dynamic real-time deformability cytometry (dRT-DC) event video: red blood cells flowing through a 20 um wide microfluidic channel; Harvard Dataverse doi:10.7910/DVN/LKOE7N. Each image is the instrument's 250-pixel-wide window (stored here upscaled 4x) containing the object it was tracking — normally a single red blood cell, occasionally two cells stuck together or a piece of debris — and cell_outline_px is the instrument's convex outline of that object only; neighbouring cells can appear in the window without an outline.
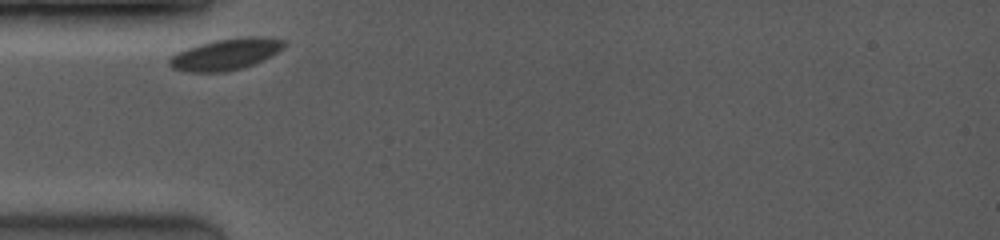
{"species": "common noctule bat (a hibernating species)", "species_latin": "Nyctalus noctula", "temperature_condition": "room temperature", "stored_images_in_passage": 26, "camera_frame_rate_fps": 3500, "um_per_image_px": 0.085, "animal": {"sex": "female", "body_mass_g": 19.0, "forearm_length_mm": 53.3}, "frame": {"image": 1, "passage_image": 1, "time_ms": 0.0, "image_size_px": [1000, 240], "cell_outline_px": [[288, 44], [284, 48], [272, 56], [244, 68], [224, 72], [188, 72], [172, 68], [168, 64], [168, 60], [172, 56], [188, 48], [200, 44], [216, 40], [248, 36], [260, 36], [284, 40]], "centroid_in_image_um": [19.25, 4.62], "position_along_channel_um": 65.8, "area_um2": 20.98}}
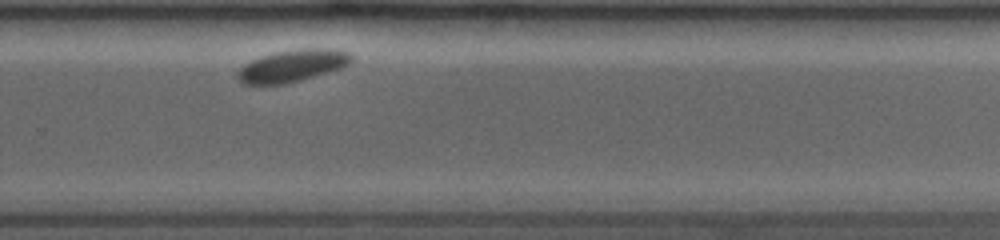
{"frame": {"image": 2, "passage_image": 19, "time_ms": 6.571, "image_size_px": [1000, 240], "cell_outline_px": [[352, 60], [348, 64], [340, 68], [300, 80], [284, 84], [244, 84], [236, 76], [236, 72], [244, 64], [252, 60], [276, 52], [312, 48], [328, 48], [348, 52], [352, 56]], "centroid_in_image_um": [24.84, 5.59], "position_along_channel_um": 305.0, "area_um2": 20.81}}
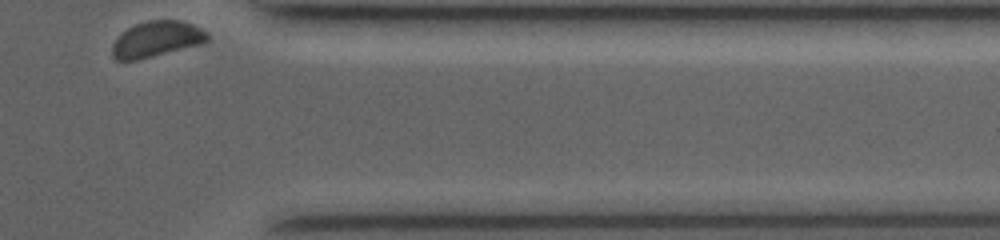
{"frame": {"image": 3, "passage_image": 26, "time_ms": 9.143, "image_size_px": [1000, 240], "cell_outline_px": [[208, 40], [200, 44], [136, 60], [116, 60], [112, 56], [112, 44], [128, 28], [136, 24], [148, 20], [180, 20], [192, 24], [208, 32]], "centroid_in_image_um": [13.31, 3.32], "position_along_channel_um": 398.1, "area_um2": 19.48}}